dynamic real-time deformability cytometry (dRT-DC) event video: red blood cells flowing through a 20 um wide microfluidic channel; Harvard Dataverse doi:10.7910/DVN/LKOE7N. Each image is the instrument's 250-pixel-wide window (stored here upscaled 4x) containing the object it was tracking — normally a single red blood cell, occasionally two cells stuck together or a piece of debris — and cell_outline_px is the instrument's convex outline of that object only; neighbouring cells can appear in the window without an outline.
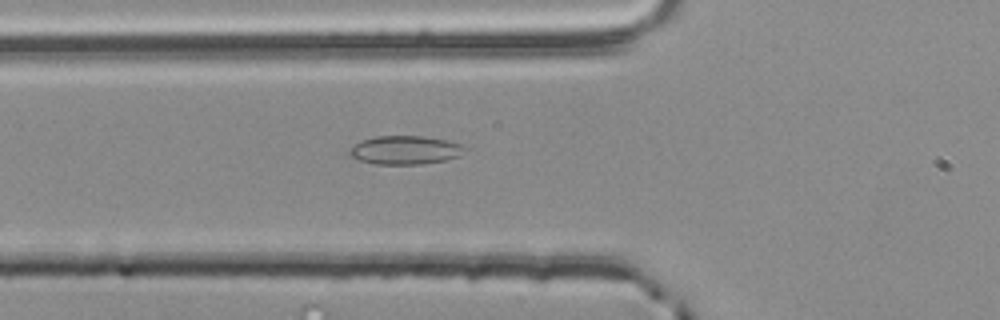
{"species": "common noctule bat (a hibernating species)", "species_latin": "Nyctalus noctula", "temperature_condition": "room temperature", "stored_images_in_passage": 38, "camera_frame_rate_fps": 3000, "um_per_image_px": 0.085, "animal": {"sex": "male", "body_mass_g": 20.4}, "frame": {"image": 1, "passage_image": 7, "time_ms": 2.0, "image_size_px": [1000, 320], "cell_outline_px": [[468, 148], [460, 156], [444, 160], [420, 164], [376, 164], [360, 160], [352, 156], [348, 152], [348, 148], [360, 140], [376, 136], [424, 136], [448, 140], [468, 144]], "centroid_in_image_um": [34.49, 12.74], "position_along_channel_um": 91.3, "area_um2": 19.54}}
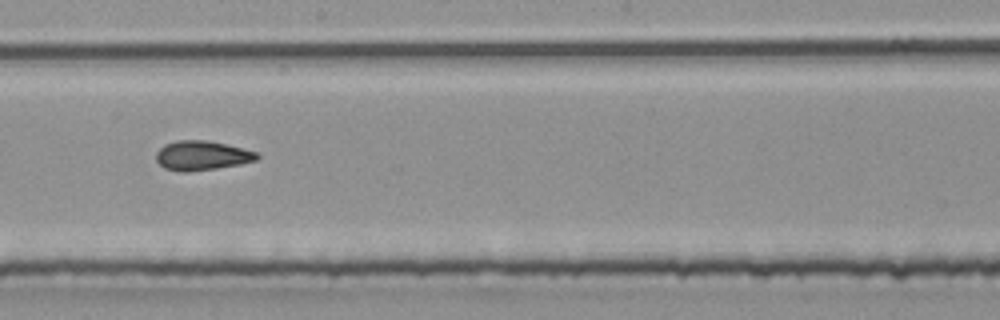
{"frame": {"image": 2, "passage_image": 18, "time_ms": 5.667, "image_size_px": [1000, 320], "cell_outline_px": [[260, 156], [256, 160], [240, 164], [216, 168], [184, 172], [180, 172], [164, 168], [156, 160], [156, 152], [164, 144], [176, 140], [208, 140], [256, 152]], "centroid_in_image_um": [17.12, 13.22], "position_along_channel_um": 231.1, "area_um2": 17.17}}
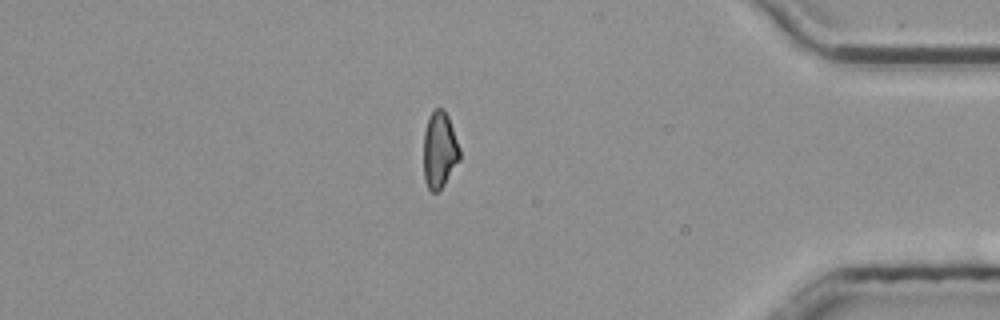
{"frame": {"image": 3, "passage_image": 34, "time_ms": 11.0, "image_size_px": [1000, 320], "cell_outline_px": [[460, 160], [440, 192], [432, 192], [428, 188], [424, 180], [424, 132], [428, 116], [436, 108], [444, 108], [448, 116], [460, 148]], "centroid_in_image_um": [37.36, 12.77], "position_along_channel_um": 397.8, "area_um2": 16.36}, "authors_computed_cell_mechanics": {"area_um2": 17.1377, "velocity_mm_per_s": 3.801, "shape_relaxation_time_tau1_ms": null, "shape_relaxation_time_tau2_ms": 3.5398, "deformation_change_tau1": null, "deformation_change_tau2": 0.1004}}